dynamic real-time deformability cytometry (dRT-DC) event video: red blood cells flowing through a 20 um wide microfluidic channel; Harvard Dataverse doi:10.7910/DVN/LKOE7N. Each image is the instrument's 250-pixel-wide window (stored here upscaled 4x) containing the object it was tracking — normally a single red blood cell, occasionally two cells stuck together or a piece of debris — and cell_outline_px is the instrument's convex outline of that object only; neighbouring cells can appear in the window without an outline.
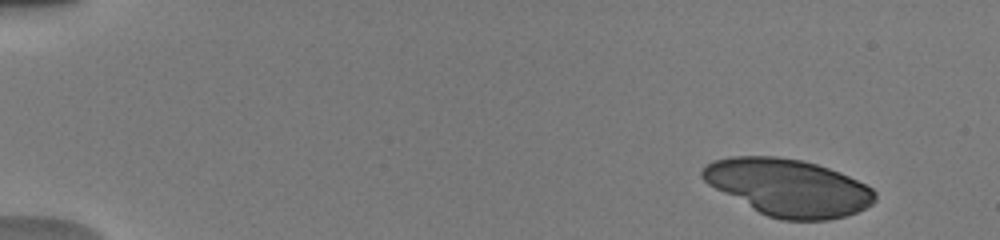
{"species": "human", "species_latin": "Homo sapiens", "temperature_condition": "warm", "stored_images_in_passage": 6, "camera_frame_rate_fps": 3000, "um_per_image_px": 0.085, "donor": {"sex": "male"}, "frame": {"image": 1, "passage_image": 1, "time_ms": 0.0, "image_size_px": [1000, 240], "cell_outline_px": [[876, 200], [872, 204], [856, 212], [844, 216], [828, 220], [780, 220], [768, 216], [752, 208], [708, 184], [700, 176], [700, 172], [712, 160], [728, 156], [776, 156], [800, 160], [816, 164], [840, 172], [872, 188], [876, 192]], "centroid_in_image_um": [67.0, 15.93], "position_along_channel_um": 18.0, "area_um2": 56.93}}